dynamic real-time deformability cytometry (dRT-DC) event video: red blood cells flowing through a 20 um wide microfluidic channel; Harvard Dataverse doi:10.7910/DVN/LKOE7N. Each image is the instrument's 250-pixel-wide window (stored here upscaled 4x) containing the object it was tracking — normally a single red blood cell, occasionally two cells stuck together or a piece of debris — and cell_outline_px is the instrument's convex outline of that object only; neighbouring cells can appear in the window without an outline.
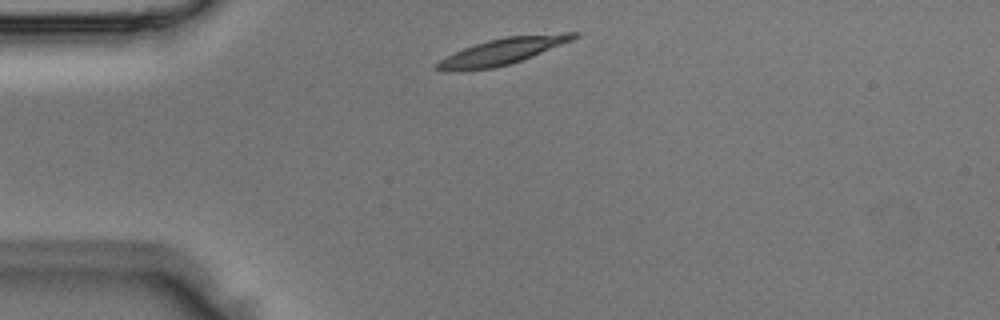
{"species": "Egyptian fruit bat (a non-hibernating species)", "species_latin": "Rousettus aegyptiacus", "temperature_condition": "room temperature", "stored_images_in_passage": 2, "camera_frame_rate_fps": 3000, "um_per_image_px": 0.085, "animal": {"sex": "male"}, "frame": {"image": 1, "passage_image": 1, "time_ms": 0.0, "image_size_px": [1000, 320], "cell_outline_px": [[580, 36], [572, 40], [532, 56], [508, 64], [492, 68], [460, 72], [452, 72], [432, 68], [440, 60], [464, 48], [488, 40], [504, 36], [564, 32], [580, 32]], "centroid_in_image_um": [42.72, 4.36], "position_along_channel_um": 42.3, "area_um2": 21.04}}